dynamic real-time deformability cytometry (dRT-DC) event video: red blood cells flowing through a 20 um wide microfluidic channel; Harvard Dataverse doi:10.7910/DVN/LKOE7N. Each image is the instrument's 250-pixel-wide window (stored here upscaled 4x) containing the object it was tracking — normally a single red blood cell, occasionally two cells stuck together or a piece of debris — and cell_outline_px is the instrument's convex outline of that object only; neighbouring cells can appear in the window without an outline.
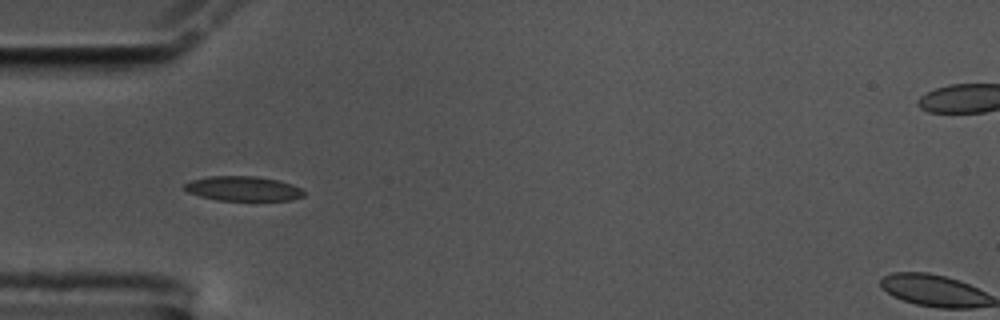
{"species": "common noctule bat (a hibernating species)", "species_latin": "Nyctalus noctula", "temperature_condition": "cold", "stored_images_in_passage": 14, "camera_frame_rate_fps": 3000, "um_per_image_px": 0.085, "animal": {"sex": "male", "body_mass_g": 17.5, "forearm_length_mm": 52.3}, "frame": {"image": 1, "passage_image": 5, "time_ms": 1.333, "image_size_px": [1000, 320], "cell_outline_px": [[304, 196], [292, 200], [216, 200], [200, 196], [188, 192], [184, 188], [184, 184], [192, 180], [208, 176], [256, 176], [280, 180], [292, 184], [300, 188], [304, 192]], "centroid_in_image_um": [20.68, 16.02], "position_along_channel_um": 64.3, "area_um2": 17.17}}
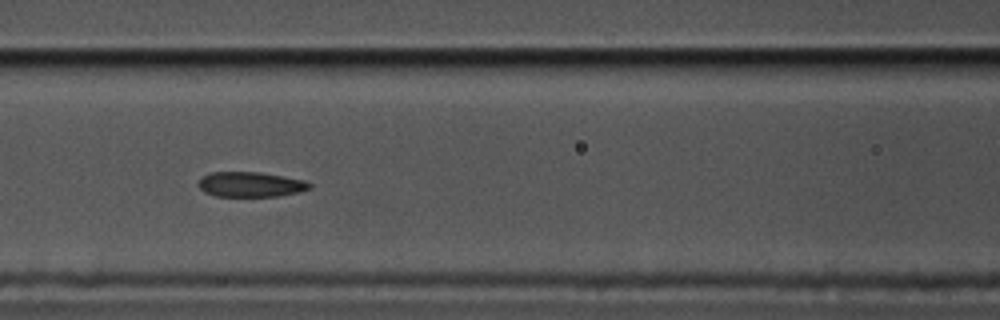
{"frame": {"image": 2, "passage_image": 12, "time_ms": 3.667, "image_size_px": [1000, 320], "cell_outline_px": [[312, 188], [300, 192], [276, 196], [216, 196], [204, 192], [196, 184], [200, 176], [212, 172], [260, 172], [284, 176], [304, 180], [312, 184]], "centroid_in_image_um": [21.28, 15.67], "position_along_channel_um": 145.3, "area_um2": 16.42}}